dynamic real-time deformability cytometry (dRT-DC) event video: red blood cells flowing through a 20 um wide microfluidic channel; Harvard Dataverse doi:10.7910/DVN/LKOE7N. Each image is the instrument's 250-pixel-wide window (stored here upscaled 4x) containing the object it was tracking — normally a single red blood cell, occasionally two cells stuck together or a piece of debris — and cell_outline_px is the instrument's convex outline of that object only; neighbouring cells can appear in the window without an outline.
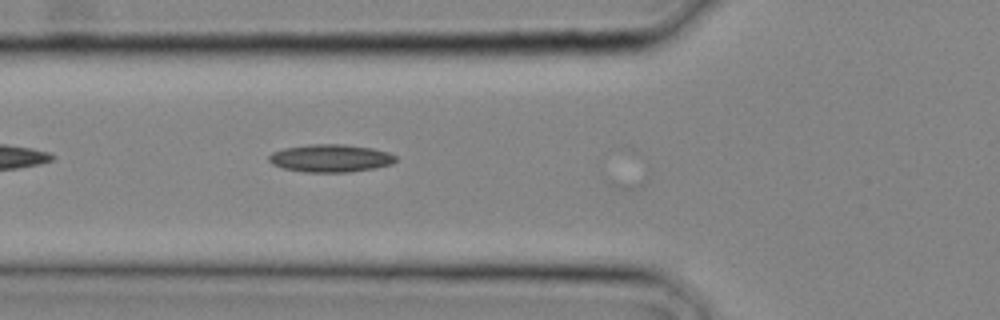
{"species": "common noctule bat (a hibernating species)", "species_latin": "Nyctalus noctula", "temperature_condition": "cold", "stored_images_in_passage": 11, "camera_frame_rate_fps": 3000, "um_per_image_px": 0.085, "animal": {"sex": "male", "body_mass_g": 20.4}, "frame": {"image": 1, "passage_image": 10, "time_ms": 3.0, "image_size_px": [1000, 320], "cell_outline_px": [[396, 160], [392, 164], [372, 168], [348, 172], [304, 172], [284, 168], [272, 164], [268, 160], [268, 156], [272, 152], [284, 148], [308, 144], [344, 144], [372, 148], [388, 152], [396, 156]], "centroid_in_image_um": [28.07, 13.44], "position_along_channel_um": 97.7, "area_um2": 20.46}}